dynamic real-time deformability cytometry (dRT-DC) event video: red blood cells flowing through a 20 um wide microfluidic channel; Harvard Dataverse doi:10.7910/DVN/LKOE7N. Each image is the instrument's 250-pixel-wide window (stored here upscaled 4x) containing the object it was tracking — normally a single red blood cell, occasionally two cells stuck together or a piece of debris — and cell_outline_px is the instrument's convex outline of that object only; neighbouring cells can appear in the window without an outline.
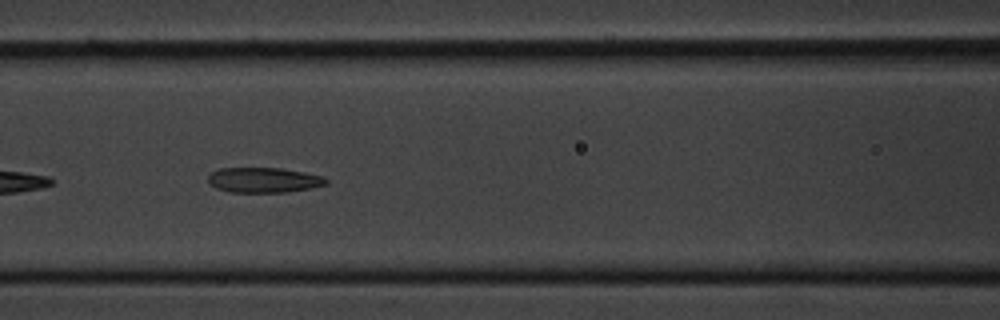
{"species": "common noctule bat (a hibernating species)", "species_latin": "Nyctalus noctula", "temperature_condition": "cold", "stored_images_in_passage": 24, "segment_of_instrument_passage": [1, 2], "camera_frame_rate_fps": 3000, "um_per_image_px": 0.085, "animal": {"sex": "male", "body_mass_g": 20.1, "forearm_length_mm": 53.5}, "frame": {"image": 1, "passage_image": 9, "time_ms": 2.667, "image_size_px": [1000, 320], "cell_outline_px": [[328, 184], [288, 192], [228, 192], [216, 188], [208, 180], [208, 176], [212, 172], [220, 168], [280, 168], [304, 172], [320, 176], [328, 180]], "centroid_in_image_um": [22.4, 15.3], "position_along_channel_um": 144.2, "area_um2": 17.11}}
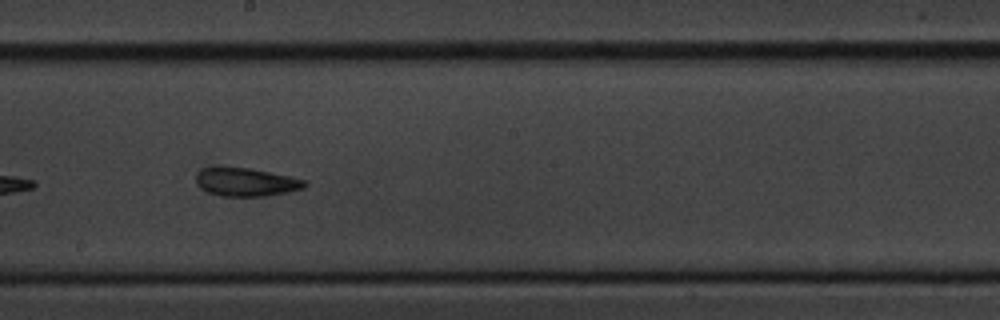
{"frame": {"image": 2, "passage_image": 16, "time_ms": 5.0, "image_size_px": [1000, 320], "cell_outline_px": [[308, 184], [304, 188], [288, 192], [264, 196], [220, 196], [208, 192], [200, 188], [196, 184], [196, 172], [200, 168], [216, 164], [248, 168], [288, 176], [304, 180]], "centroid_in_image_um": [20.8, 15.44], "position_along_channel_um": 227.4, "area_um2": 18.44}}
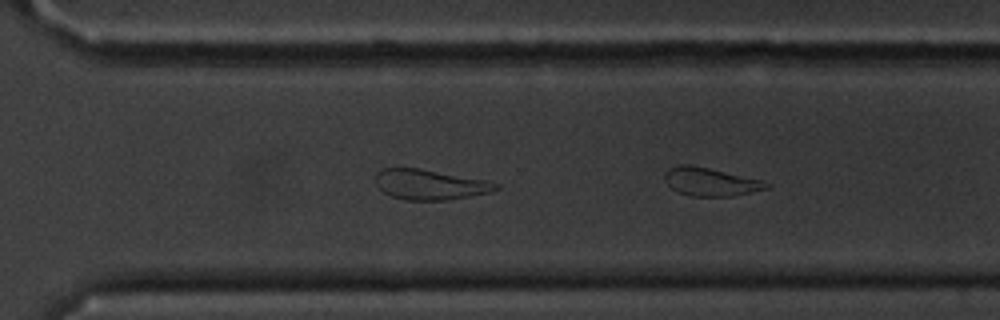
{"frame": {"image": 3, "passage_image": 23, "time_ms": 7.333, "image_size_px": [1000, 320], "cell_outline_px": [[500, 188], [492, 192], [448, 200], [404, 200], [392, 196], [384, 192], [376, 184], [376, 172], [380, 168], [420, 168], [488, 180], [500, 184]], "centroid_in_image_um": [36.58, 15.68], "position_along_channel_um": 334.0, "area_um2": 21.39}}